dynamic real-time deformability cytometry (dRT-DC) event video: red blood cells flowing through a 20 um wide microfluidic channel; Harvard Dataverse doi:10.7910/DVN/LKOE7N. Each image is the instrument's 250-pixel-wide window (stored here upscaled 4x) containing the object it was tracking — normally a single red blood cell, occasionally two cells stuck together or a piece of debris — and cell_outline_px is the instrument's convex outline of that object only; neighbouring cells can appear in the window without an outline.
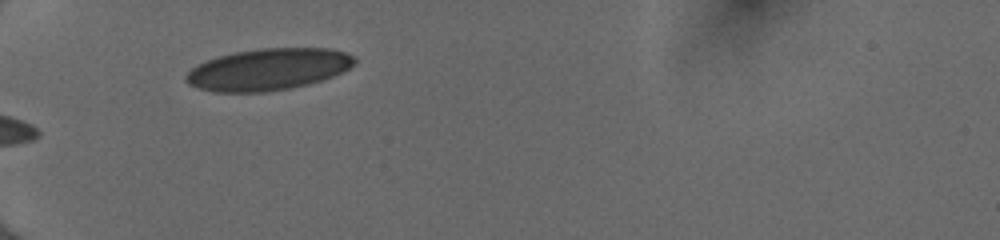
{"species": "human", "species_latin": "Homo sapiens", "temperature_condition": "cold", "stored_images_in_passage": 32, "camera_frame_rate_fps": 3000, "um_per_image_px": 0.085, "donor": {"sex": "female"}, "frame": {"image": 1, "passage_image": 1, "time_ms": 0.0, "image_size_px": [1000, 240], "cell_outline_px": [[356, 60], [348, 68], [332, 76], [308, 84], [288, 88], [264, 92], [212, 92], [188, 84], [184, 80], [184, 76], [196, 64], [220, 56], [236, 52], [260, 48], [332, 48], [344, 52], [352, 56]], "centroid_in_image_um": [22.75, 5.89], "position_along_channel_um": 62.2, "area_um2": 40.63}}
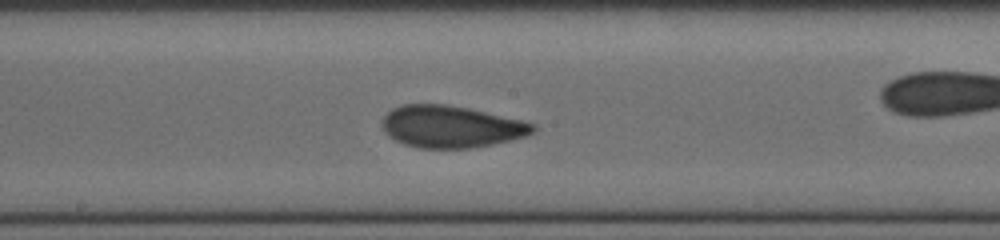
{"frame": {"image": 2, "passage_image": 10, "time_ms": 3.0, "image_size_px": [1000, 240], "cell_outline_px": [[536, 132], [524, 136], [492, 144], [472, 148], [420, 148], [404, 144], [388, 136], [384, 132], [384, 116], [392, 108], [404, 104], [444, 104], [468, 108], [524, 120], [536, 124]], "centroid_in_image_um": [38.37, 10.76], "position_along_channel_um": 209.8, "area_um2": 36.82}}
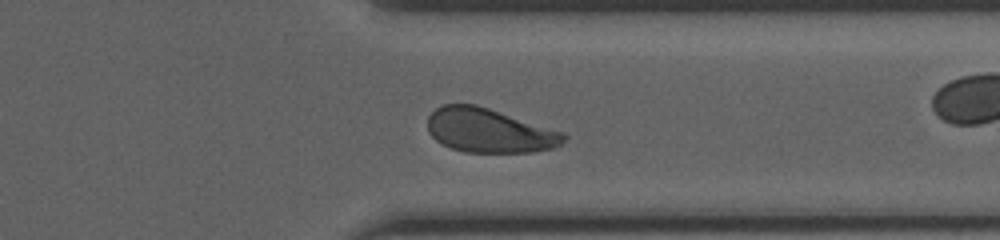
{"frame": {"image": 3, "passage_image": 22, "time_ms": 7.0, "image_size_px": [1000, 240], "cell_outline_px": [[568, 136], [560, 144], [552, 148], [532, 152], [464, 152], [452, 148], [436, 140], [428, 132], [428, 116], [436, 108], [444, 104], [476, 104], [564, 132]], "centroid_in_image_um": [41.58, 11.09], "position_along_channel_um": 369.8, "area_um2": 34.85}, "authors_computed_cell_mechanics": {"area_um2": 35.8071, "velocity_mm_per_s": 4.0111, "shape_relaxation_time_tau1_ms": 3.4648, "shape_relaxation_time_tau2_ms": 1.0308, "deformation_change_tau1": 0.125, "deformation_change_tau2": 0.0464}}